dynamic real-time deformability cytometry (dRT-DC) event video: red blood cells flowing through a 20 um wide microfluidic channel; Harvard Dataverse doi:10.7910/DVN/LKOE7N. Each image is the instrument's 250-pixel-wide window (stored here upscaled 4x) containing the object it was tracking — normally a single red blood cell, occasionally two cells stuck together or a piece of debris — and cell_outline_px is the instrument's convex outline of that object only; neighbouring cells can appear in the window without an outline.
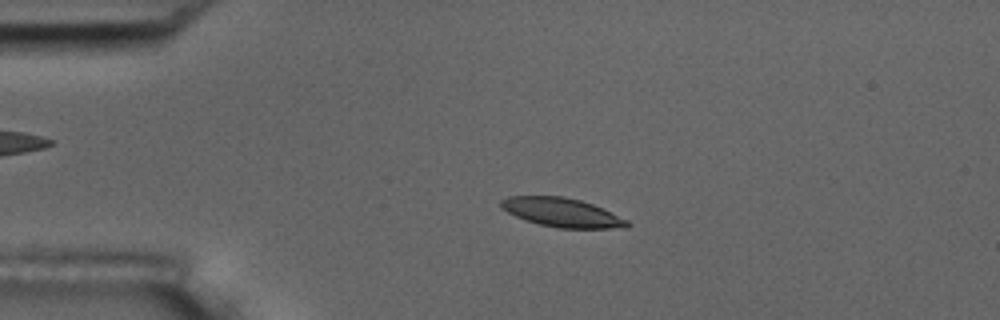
{"species": "common noctule bat (a hibernating species)", "species_latin": "Nyctalus noctula", "temperature_condition": "room temperature", "stored_images_in_passage": 55, "camera_frame_rate_fps": 3000, "um_per_image_px": 0.085, "animal": {"sex": "male", "body_mass_g": 17.5, "forearm_length_mm": 52.3}, "frame": {"image": 1, "passage_image": 12, "time_ms": 3.667, "image_size_px": [1000, 320], "cell_outline_px": [[632, 224], [628, 228], [556, 228], [524, 220], [500, 208], [500, 200], [508, 196], [564, 196], [580, 200], [592, 204], [628, 220]], "centroid_in_image_um": [47.76, 18.06], "position_along_channel_um": 37.2, "area_um2": 21.33}}
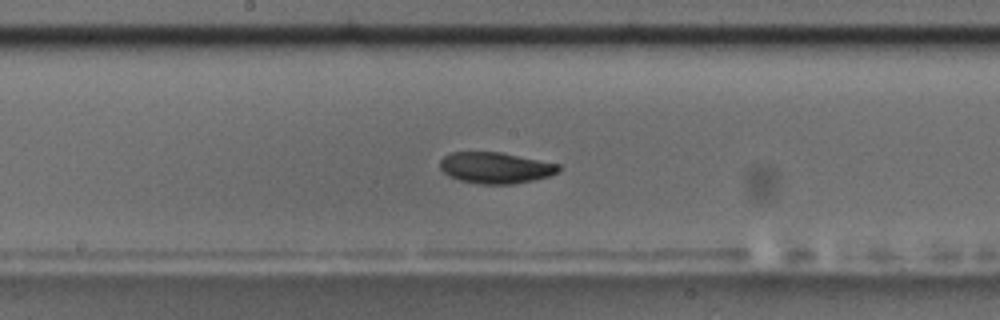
{"frame": {"image": 2, "passage_image": 29, "time_ms": 9.333, "image_size_px": [1000, 320], "cell_outline_px": [[560, 168], [556, 172], [548, 176], [532, 180], [512, 184], [480, 184], [460, 180], [448, 176], [440, 168], [440, 160], [444, 156], [452, 152], [500, 152], [560, 164]], "centroid_in_image_um": [42.09, 14.26], "position_along_channel_um": 206.1, "area_um2": 21.39}}
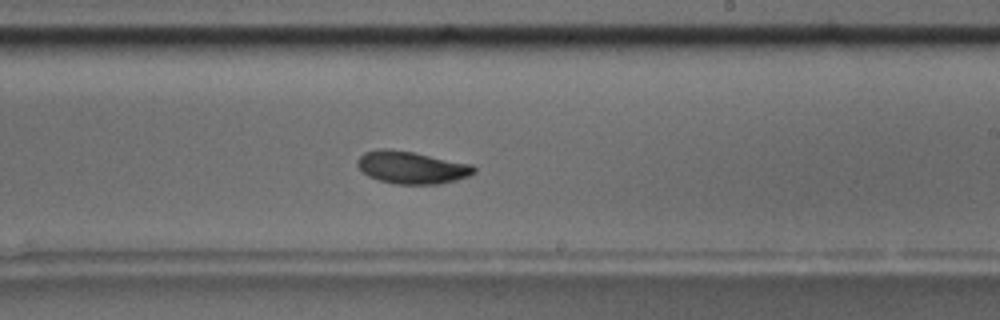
{"frame": {"image": 3, "passage_image": 33, "time_ms": 10.667, "image_size_px": [1000, 320], "cell_outline_px": [[476, 172], [468, 176], [456, 180], [440, 184], [392, 184], [368, 176], [356, 164], [356, 160], [364, 152], [380, 148], [388, 148], [412, 152], [472, 164], [476, 168]], "centroid_in_image_um": [34.98, 14.23], "position_along_channel_um": 254.0, "area_um2": 22.08}, "authors_computed_cell_mechanics": {"area_um2": 21.5016, "velocity_mm_per_s": 3.607, "shape_relaxation_time_tau1_ms": 2.2735, "shape_relaxation_time_tau2_ms": 6.2583, "deformation_change_tau1": 0.1285, "deformation_change_tau2": 0.1179}}